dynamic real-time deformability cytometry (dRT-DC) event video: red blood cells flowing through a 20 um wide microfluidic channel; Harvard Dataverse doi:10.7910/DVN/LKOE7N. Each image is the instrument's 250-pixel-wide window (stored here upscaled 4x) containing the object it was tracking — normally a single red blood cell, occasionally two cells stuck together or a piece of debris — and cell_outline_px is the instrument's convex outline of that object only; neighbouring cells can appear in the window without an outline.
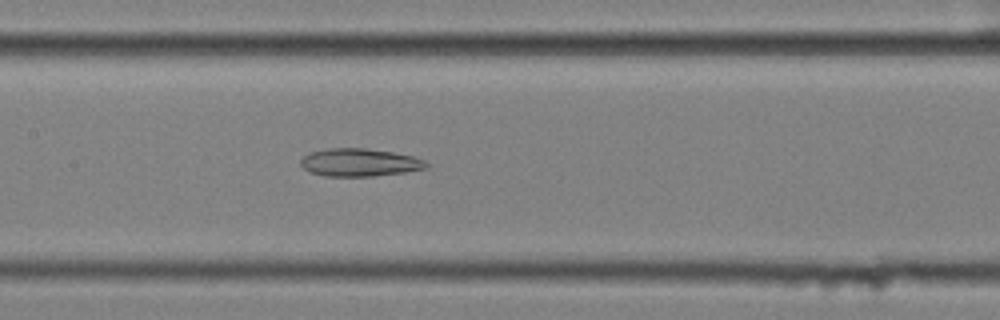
{"species": "common noctule bat (a hibernating species)", "species_latin": "Nyctalus noctula", "temperature_condition": "cold", "stored_images_in_passage": 39, "camera_frame_rate_fps": 3000, "um_per_image_px": 0.085, "animal": {"sex": "female", "body_mass_g": 25.1}, "frame": {"image": 1, "passage_image": 10, "time_ms": 3.0, "image_size_px": [1000, 320], "cell_outline_px": [[428, 168], [404, 172], [372, 176], [324, 176], [308, 172], [300, 164], [300, 160], [308, 152], [328, 148], [364, 148], [392, 152], [412, 156], [424, 160], [428, 164]], "centroid_in_image_um": [30.52, 13.81], "position_along_channel_um": 176.9, "area_um2": 20.4}}
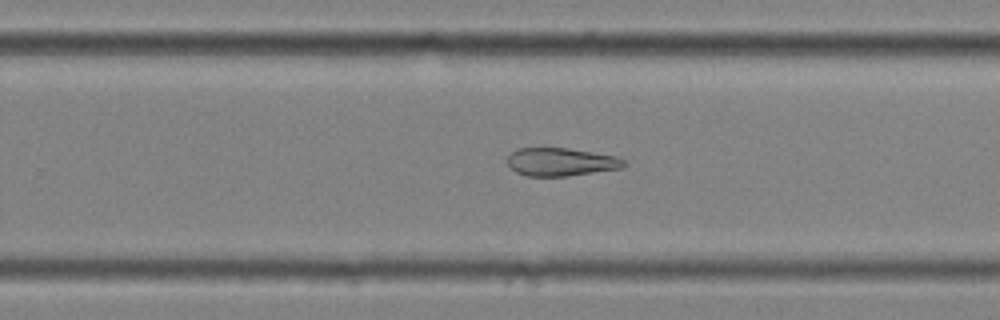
{"frame": {"image": 2, "passage_image": 19, "time_ms": 6.0, "image_size_px": [1000, 320], "cell_outline_px": [[628, 164], [620, 168], [568, 176], [528, 176], [516, 172], [508, 164], [508, 156], [516, 148], [568, 148], [616, 156], [624, 160]], "centroid_in_image_um": [47.67, 13.76], "position_along_channel_um": 282.1, "area_um2": 18.96}}
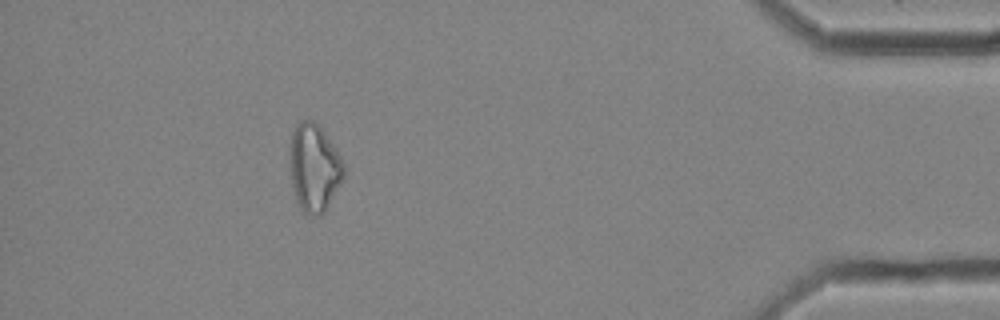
{"frame": {"image": 3, "passage_image": 34, "time_ms": 11.0, "image_size_px": [1000, 320], "cell_outline_px": [[344, 176], [340, 184], [324, 212], [320, 216], [304, 212], [300, 208], [296, 200], [292, 184], [288, 152], [292, 132], [296, 124], [300, 120], [312, 120], [320, 124], [336, 148], [344, 164]], "centroid_in_image_um": [26.69, 14.2], "position_along_channel_um": 408.5, "area_um2": 27.86}, "authors_computed_cell_mechanics": {"area_um2": 21.5016, "velocity_mm_per_s": 3.5167, "shape_relaxation_time_tau1_ms": null, "shape_relaxation_time_tau2_ms": 8.5836, "deformation_change_tau1": null, "deformation_change_tau2": 0.21}}